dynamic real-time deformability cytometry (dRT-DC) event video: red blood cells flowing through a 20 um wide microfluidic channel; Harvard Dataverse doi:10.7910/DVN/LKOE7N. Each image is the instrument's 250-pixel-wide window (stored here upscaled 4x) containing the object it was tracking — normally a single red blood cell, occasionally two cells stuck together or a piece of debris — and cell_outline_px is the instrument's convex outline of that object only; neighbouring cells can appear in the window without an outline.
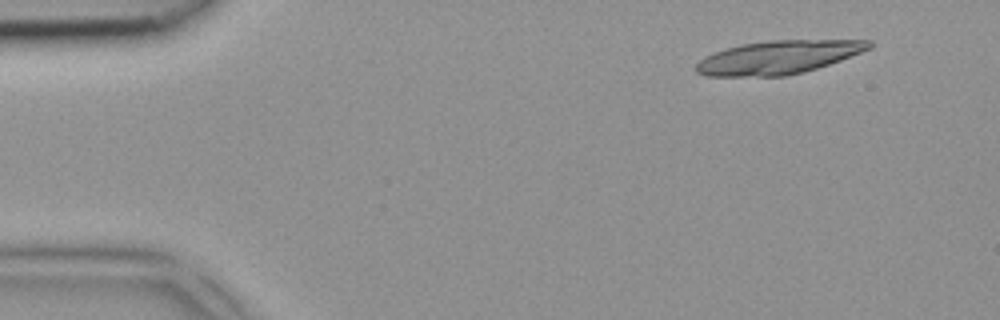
{"species": "common noctule bat (a hibernating species)", "species_latin": "Nyctalus noctula", "temperature_condition": "room temperature", "stored_images_in_passage": 5, "camera_frame_rate_fps": 3000, "um_per_image_px": 0.085, "animal": {"sex": "female", "body_mass_g": 18.4}, "frame": {"image": 1, "passage_image": 1, "time_ms": 0.0, "image_size_px": [1000, 320], "cell_outline_px": [[872, 48], [840, 60], [804, 72], [784, 76], [704, 76], [696, 72], [696, 64], [704, 56], [712, 52], [744, 44], [772, 40], [872, 40]], "centroid_in_image_um": [66.14, 4.87], "position_along_channel_um": 18.9, "area_um2": 33.47}}
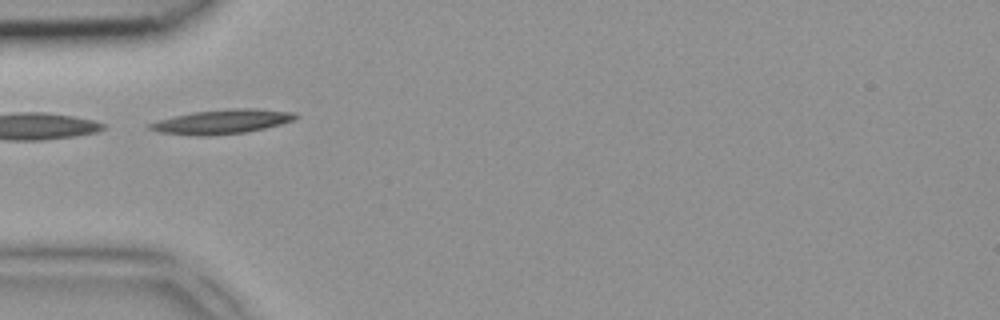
{"frame": {"image": 2, "passage_image": 4, "time_ms": 1.0, "image_size_px": [1000, 320], "cell_outline_px": [[300, 116], [296, 120], [264, 128], [244, 132], [208, 136], [196, 136], [160, 132], [148, 128], [148, 124], [160, 120], [192, 112], [228, 108], [256, 108], [296, 112]], "centroid_in_image_um": [18.94, 10.33], "position_along_channel_um": 66.1, "area_um2": 20.69}}